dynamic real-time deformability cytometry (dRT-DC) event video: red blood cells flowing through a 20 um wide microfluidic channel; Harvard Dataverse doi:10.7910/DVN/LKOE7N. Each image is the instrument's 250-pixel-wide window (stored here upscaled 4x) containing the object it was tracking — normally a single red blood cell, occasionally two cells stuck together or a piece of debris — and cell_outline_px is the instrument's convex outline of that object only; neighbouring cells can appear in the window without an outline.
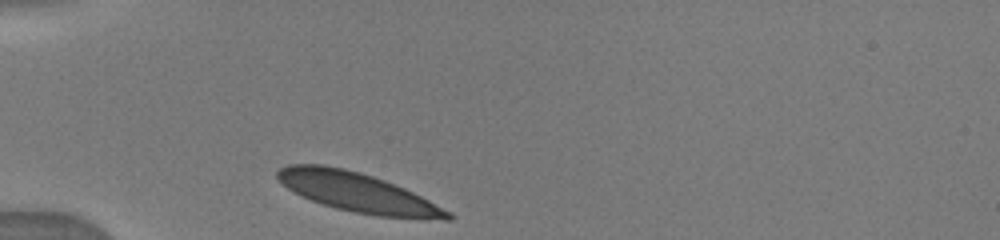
{"species": "human", "species_latin": "Homo sapiens", "temperature_condition": "warm", "stored_images_in_passage": 22, "camera_frame_rate_fps": 3000, "um_per_image_px": 0.085, "donor": {"sex": "male"}, "frame": {"image": 1, "passage_image": 1, "time_ms": 0.0, "image_size_px": [1000, 240], "cell_outline_px": [[452, 220], [444, 220], [380, 216], [352, 212], [336, 208], [312, 200], [288, 188], [276, 176], [276, 172], [280, 168], [288, 164], [324, 164], [344, 168], [360, 172], [384, 180], [404, 188], [452, 212]], "centroid_in_image_um": [30.42, 16.35], "position_along_channel_um": 54.6, "area_um2": 38.61}}
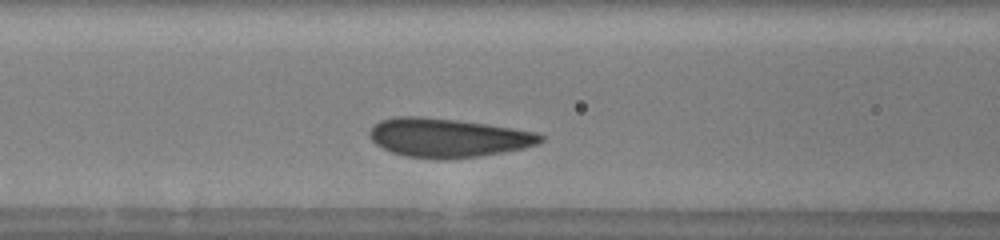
{"frame": {"image": 2, "passage_image": 8, "time_ms": 2.333, "image_size_px": [1000, 240], "cell_outline_px": [[544, 140], [536, 144], [524, 148], [476, 156], [440, 160], [404, 156], [392, 152], [376, 144], [368, 136], [368, 132], [380, 120], [396, 116], [416, 116], [456, 120], [512, 128], [536, 132], [544, 136]], "centroid_in_image_um": [38.03, 11.71], "position_along_channel_um": 128.6, "area_um2": 38.44}}
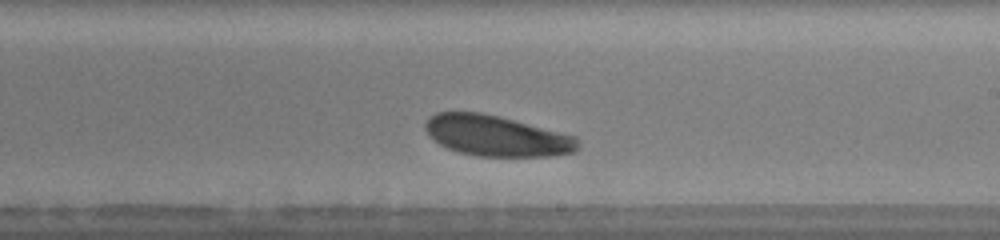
{"frame": {"image": 3, "passage_image": 17, "time_ms": 5.333, "image_size_px": [1000, 240], "cell_outline_px": [[580, 144], [576, 152], [548, 156], [476, 156], [460, 152], [448, 148], [440, 144], [428, 136], [424, 128], [424, 124], [428, 116], [436, 112], [480, 112], [500, 116], [576, 136]], "centroid_in_image_um": [42.18, 11.53], "position_along_channel_um": 246.8, "area_um2": 36.41}}